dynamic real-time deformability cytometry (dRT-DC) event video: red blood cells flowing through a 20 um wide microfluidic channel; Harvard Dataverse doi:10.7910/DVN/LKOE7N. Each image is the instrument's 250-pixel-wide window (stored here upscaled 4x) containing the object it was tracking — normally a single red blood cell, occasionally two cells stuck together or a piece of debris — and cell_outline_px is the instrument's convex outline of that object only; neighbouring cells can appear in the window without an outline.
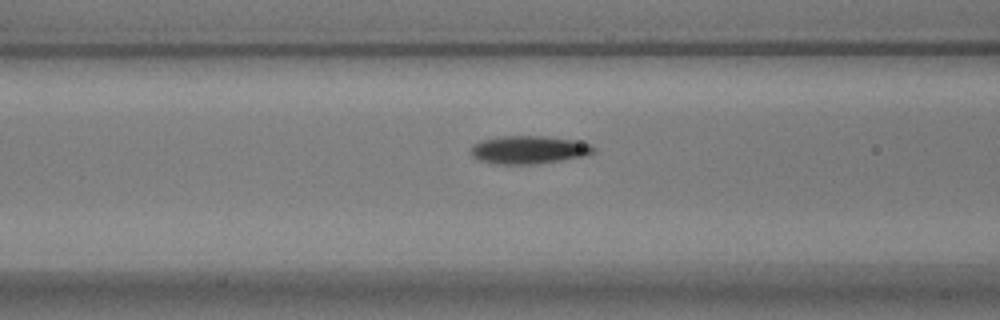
{"species": "common noctule bat (a hibernating species)", "species_latin": "Nyctalus noctula", "temperature_condition": "warm", "stored_images_in_passage": 49, "camera_frame_rate_fps": 3000, "um_per_image_px": 0.085, "animal": {"sex": "male", "body_mass_g": 17.9}, "frame": {"image": 1, "passage_image": 15, "time_ms": 4.667, "image_size_px": [1000, 320], "cell_outline_px": [[596, 152], [584, 156], [536, 164], [496, 164], [480, 160], [472, 156], [468, 152], [472, 144], [480, 140], [504, 136], [544, 136], [576, 140], [592, 144], [596, 148]], "centroid_in_image_um": [44.94, 12.73], "position_along_channel_um": 121.7, "area_um2": 20.29}}
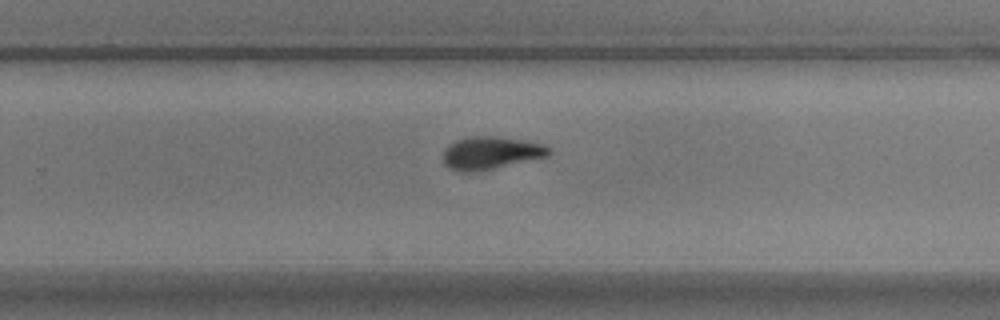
{"frame": {"image": 2, "passage_image": 29, "time_ms": 9.333, "image_size_px": [1000, 320], "cell_outline_px": [[552, 152], [548, 156], [492, 168], [472, 172], [460, 172], [444, 164], [444, 148], [448, 144], [456, 140], [468, 136], [496, 136], [524, 140], [544, 144], [552, 148]], "centroid_in_image_um": [41.73, 12.97], "position_along_channel_um": 288.1, "area_um2": 20.11}}
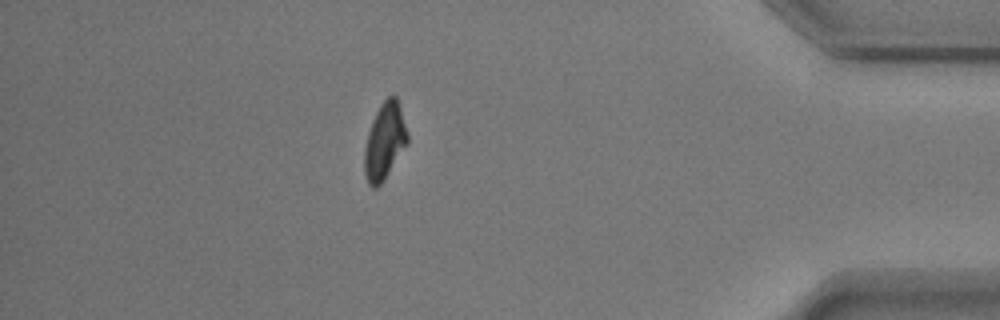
{"frame": {"image": 3, "passage_image": 42, "time_ms": 13.667, "image_size_px": [1000, 320], "cell_outline_px": [[408, 144], [384, 180], [376, 188], [372, 188], [368, 184], [364, 172], [364, 148], [368, 132], [372, 120], [380, 104], [388, 96], [396, 96], [408, 132]], "centroid_in_image_um": [32.69, 12.03], "position_along_channel_um": 402.5, "area_um2": 19.31}, "authors_computed_cell_mechanics": {"area_um2": 19.8832, "velocity_mm_per_s": 3.5739, "shape_relaxation_time_tau1_ms": 3.0729, "shape_relaxation_time_tau2_ms": 2.4416, "deformation_change_tau1": 0.1598, "deformation_change_tau2": 0.0789}}